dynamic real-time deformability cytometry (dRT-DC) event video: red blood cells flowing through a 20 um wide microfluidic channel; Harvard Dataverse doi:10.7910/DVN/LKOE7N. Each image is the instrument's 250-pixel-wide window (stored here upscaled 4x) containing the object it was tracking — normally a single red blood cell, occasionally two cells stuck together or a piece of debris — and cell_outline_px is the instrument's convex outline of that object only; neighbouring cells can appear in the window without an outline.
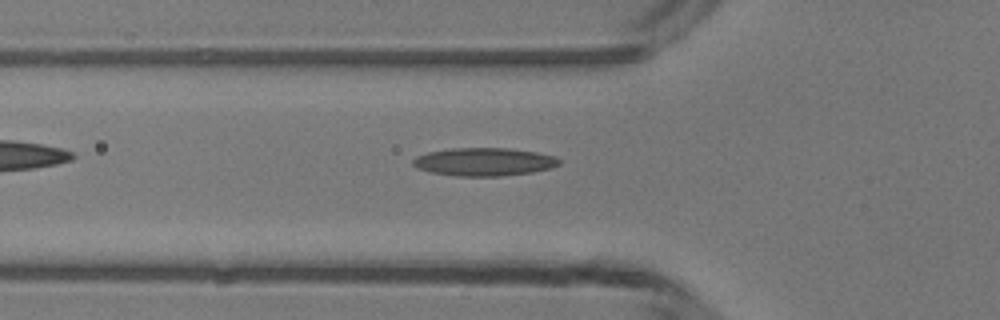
{"species": "common noctule bat (a hibernating species)", "species_latin": "Nyctalus noctula", "temperature_condition": "room temperature", "stored_images_in_passage": 34, "camera_frame_rate_fps": 3000, "um_per_image_px": 0.085, "animal": {"sex": "male", "body_mass_g": 13.3}, "frame": {"image": 1, "passage_image": 7, "time_ms": 2.0, "image_size_px": [1000, 320], "cell_outline_px": [[560, 164], [552, 168], [532, 172], [500, 176], [456, 176], [428, 172], [416, 168], [412, 164], [412, 160], [416, 156], [428, 152], [452, 148], [512, 148], [536, 152], [556, 156], [560, 160]], "centroid_in_image_um": [41.14, 13.75], "position_along_channel_um": 84.7, "area_um2": 24.16}}
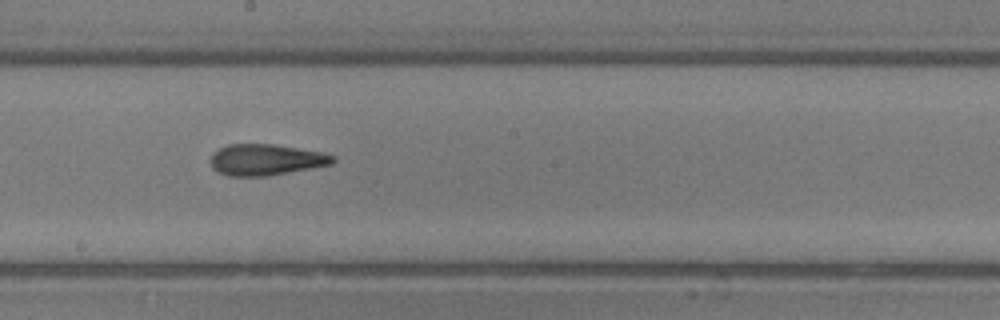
{"frame": {"image": 2, "passage_image": 17, "time_ms": 5.333, "image_size_px": [1000, 320], "cell_outline_px": [[336, 160], [332, 164], [268, 176], [228, 176], [212, 168], [212, 152], [228, 144], [272, 144], [324, 152], [336, 156]], "centroid_in_image_um": [22.63, 13.57], "position_along_channel_um": 225.6, "area_um2": 22.2}}
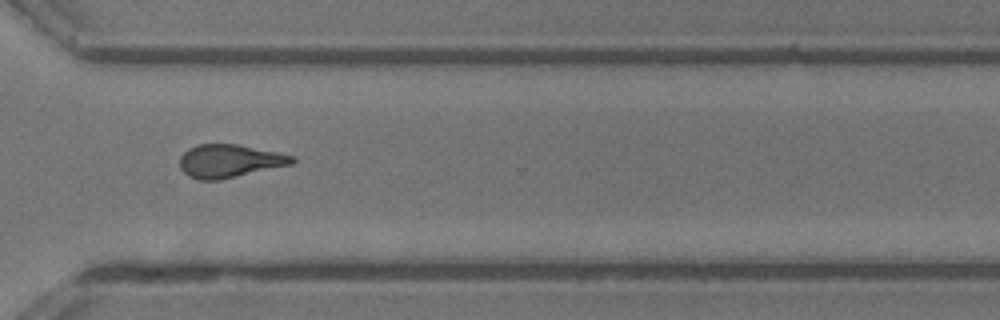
{"frame": {"image": 3, "passage_image": 26, "time_ms": 8.333, "image_size_px": [1000, 320], "cell_outline_px": [[296, 160], [292, 164], [220, 180], [200, 180], [188, 176], [180, 168], [180, 156], [188, 148], [196, 144], [236, 144], [296, 156]], "centroid_in_image_um": [19.49, 13.68], "position_along_channel_um": 351.1, "area_um2": 21.68}}